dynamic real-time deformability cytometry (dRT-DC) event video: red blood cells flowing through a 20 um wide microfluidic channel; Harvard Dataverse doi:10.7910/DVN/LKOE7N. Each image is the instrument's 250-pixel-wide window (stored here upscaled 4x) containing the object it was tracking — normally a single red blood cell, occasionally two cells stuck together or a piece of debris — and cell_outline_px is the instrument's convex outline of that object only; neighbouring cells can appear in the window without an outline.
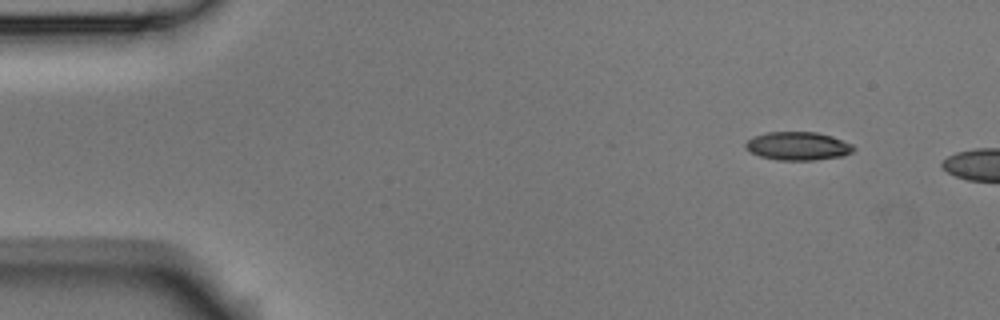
{"species": "Egyptian fruit bat (a non-hibernating species)", "species_latin": "Rousettus aegyptiacus", "temperature_condition": "room temperature", "stored_images_in_passage": 3, "camera_frame_rate_fps": 3000, "um_per_image_px": 0.085, "animal": {"sex": "male"}, "frame": {"image": 1, "passage_image": 1, "time_ms": 0.0, "image_size_px": [1000, 320], "cell_outline_px": [[856, 148], [852, 152], [844, 156], [816, 160], [776, 160], [760, 156], [744, 148], [744, 144], [752, 136], [768, 132], [816, 132], [832, 136], [852, 144]], "centroid_in_image_um": [67.82, 12.41], "position_along_channel_um": 17.2, "area_um2": 17.98}}